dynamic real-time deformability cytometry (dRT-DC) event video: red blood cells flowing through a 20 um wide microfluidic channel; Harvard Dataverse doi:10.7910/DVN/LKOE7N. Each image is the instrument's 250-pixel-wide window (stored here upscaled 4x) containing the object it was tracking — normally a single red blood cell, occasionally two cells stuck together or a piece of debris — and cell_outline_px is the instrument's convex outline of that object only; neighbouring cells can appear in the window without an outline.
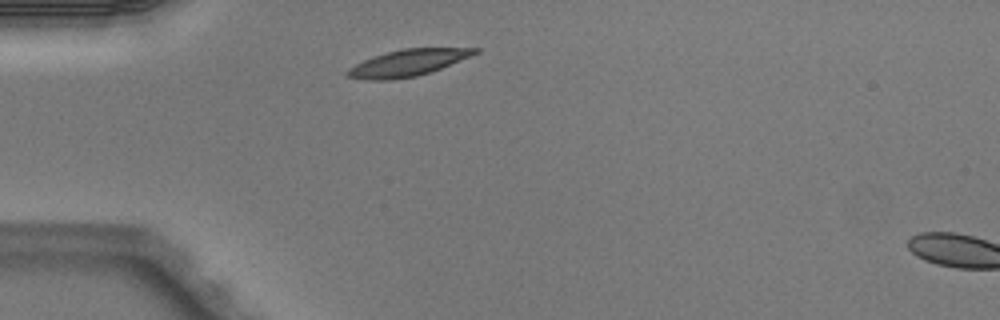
{"species": "Egyptian fruit bat (a non-hibernating species)", "species_latin": "Rousettus aegyptiacus", "temperature_condition": "warm", "stored_images_in_passage": 2, "segment_of_instrument_passage": [1, 2], "camera_frame_rate_fps": 3000, "um_per_image_px": 0.085, "animal": {"sex": "male"}, "frame": {"image": 1, "passage_image": 1, "time_ms": 0.0, "image_size_px": [1000, 320], "cell_outline_px": [[480, 52], [440, 68], [416, 76], [392, 80], [364, 80], [344, 76], [344, 72], [348, 68], [364, 60], [400, 48], [480, 48]], "centroid_in_image_um": [34.6, 5.35], "position_along_channel_um": 50.4, "area_um2": 19.59}}